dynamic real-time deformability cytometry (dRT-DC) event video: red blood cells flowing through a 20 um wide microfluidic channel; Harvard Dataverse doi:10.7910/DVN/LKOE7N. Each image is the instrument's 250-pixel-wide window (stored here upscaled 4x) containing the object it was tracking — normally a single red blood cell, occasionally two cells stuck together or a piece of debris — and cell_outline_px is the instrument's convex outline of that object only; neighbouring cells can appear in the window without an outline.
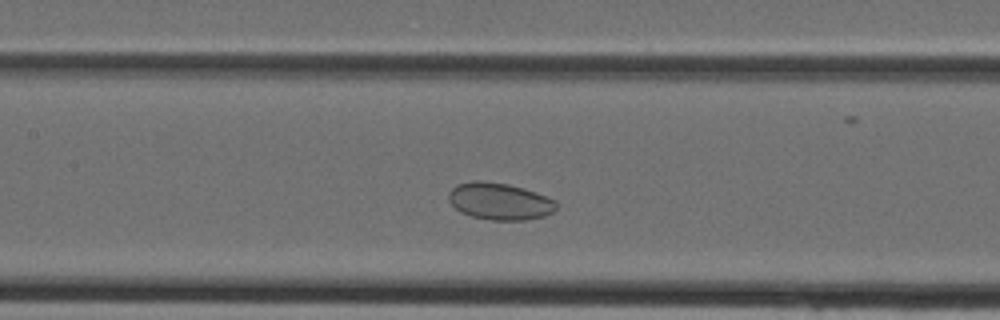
{"species": "Egyptian fruit bat (a non-hibernating species)", "species_latin": "Rousettus aegyptiacus", "temperature_condition": "cold", "stored_images_in_passage": 33, "camera_frame_rate_fps": 3000, "um_per_image_px": 0.085, "animal": {"sex": "female"}, "frame": {"image": 1, "passage_image": 12, "time_ms": 3.667, "image_size_px": [1000, 320], "cell_outline_px": [[556, 208], [552, 212], [544, 216], [524, 220], [492, 220], [472, 216], [460, 212], [448, 200], [448, 192], [456, 184], [472, 180], [484, 180], [508, 184], [536, 192], [556, 200]], "centroid_in_image_um": [42.44, 17.09], "position_along_channel_um": 165.0, "area_um2": 23.29}}
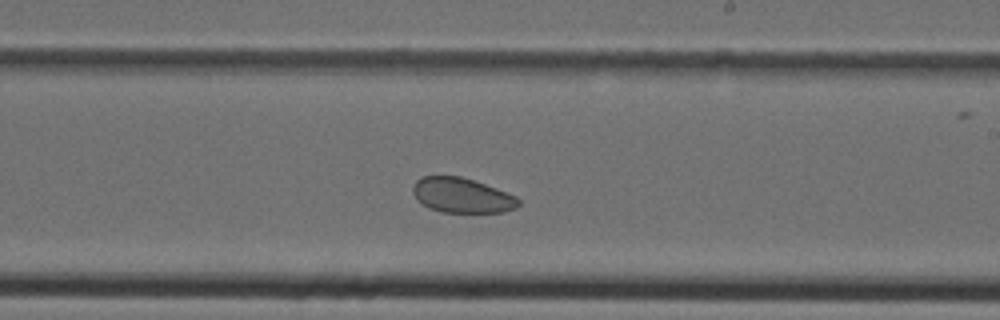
{"frame": {"image": 2, "passage_image": 17, "time_ms": 5.333, "image_size_px": [1000, 320], "cell_outline_px": [[520, 204], [516, 208], [504, 212], [440, 212], [428, 208], [416, 200], [412, 192], [412, 188], [416, 180], [424, 176], [460, 176], [496, 188], [516, 196], [520, 200]], "centroid_in_image_um": [39.24, 16.62], "position_along_channel_um": 249.8, "area_um2": 21.56}}
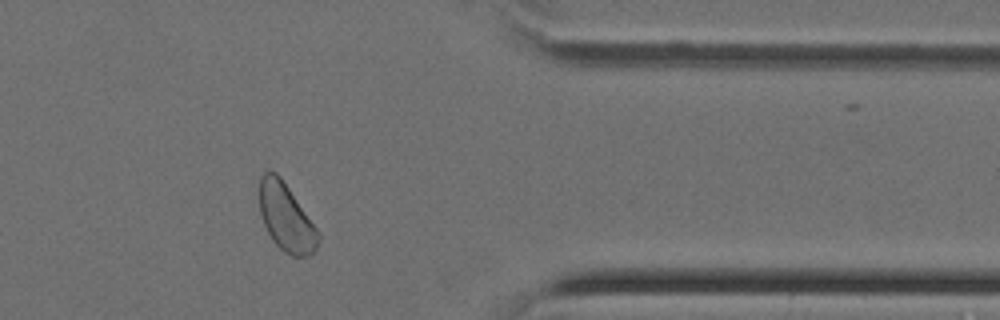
{"frame": {"image": 3, "passage_image": 26, "time_ms": 8.333, "image_size_px": [1000, 320], "cell_outline_px": [[320, 240], [316, 248], [308, 256], [292, 256], [284, 252], [272, 240], [264, 224], [260, 212], [260, 176], [268, 168], [276, 172], [280, 176], [320, 232]], "centroid_in_image_um": [24.32, 18.47], "position_along_channel_um": 387.1, "area_um2": 23.18}}